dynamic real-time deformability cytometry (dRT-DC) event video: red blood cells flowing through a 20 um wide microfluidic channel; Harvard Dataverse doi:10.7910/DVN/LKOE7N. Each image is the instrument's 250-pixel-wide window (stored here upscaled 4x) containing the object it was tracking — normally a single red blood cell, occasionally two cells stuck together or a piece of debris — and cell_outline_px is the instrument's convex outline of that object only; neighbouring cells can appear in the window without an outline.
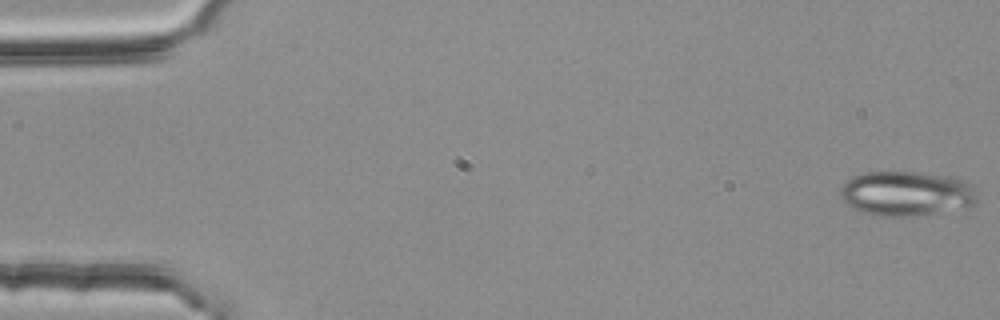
{"species": "common noctule bat (a hibernating species)", "species_latin": "Nyctalus noctula", "temperature_condition": "room temperature", "stored_images_in_passage": 54, "camera_frame_rate_fps": 3000, "um_per_image_px": 0.085, "animal": {"sex": "female", "body_mass_g": 25.1}, "frame": {"image": 1, "passage_image": 1, "time_ms": 0.0, "image_size_px": [1000, 320], "cell_outline_px": [[976, 200], [968, 208], [908, 216], [880, 216], [864, 212], [852, 208], [840, 196], [840, 188], [852, 176], [864, 172], [916, 172], [948, 176], [964, 180], [972, 188], [976, 196]], "centroid_in_image_um": [77.02, 16.45], "position_along_channel_um": 8.0, "area_um2": 35.37}}
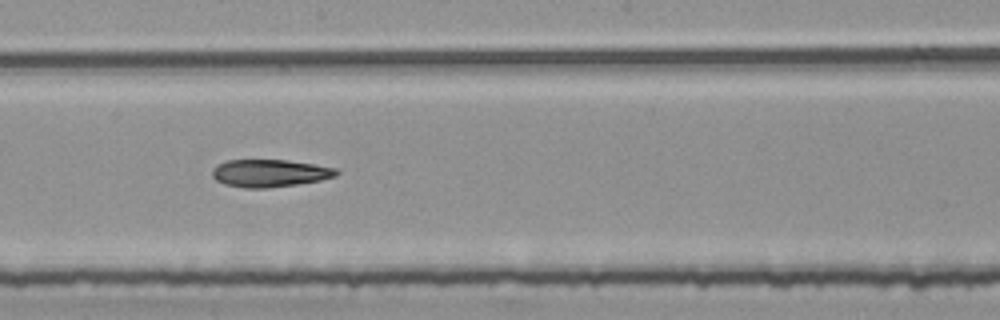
{"frame": {"image": 2, "passage_image": 30, "time_ms": 9.667, "image_size_px": [1000, 320], "cell_outline_px": [[340, 172], [336, 176], [320, 180], [296, 184], [268, 188], [244, 188], [224, 184], [216, 180], [212, 176], [212, 168], [228, 160], [288, 160], [336, 168]], "centroid_in_image_um": [22.92, 14.72], "position_along_channel_um": 225.3, "area_um2": 19.83}}
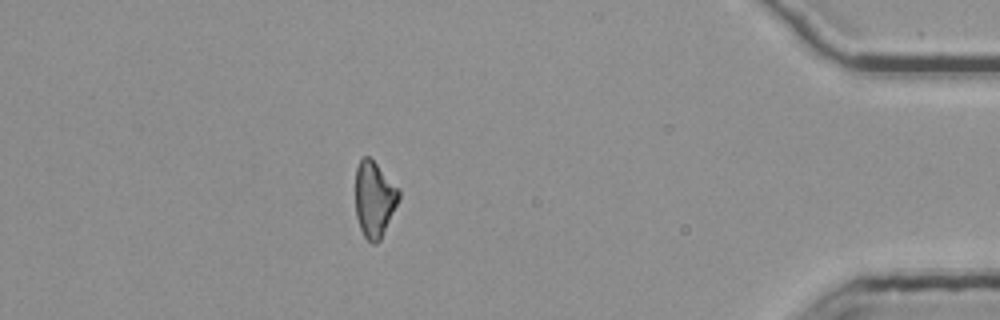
{"frame": {"image": 3, "passage_image": 48, "time_ms": 15.667, "image_size_px": [1000, 320], "cell_outline_px": [[400, 196], [380, 240], [376, 244], [372, 244], [364, 236], [360, 228], [356, 216], [356, 168], [360, 160], [364, 156], [368, 156], [400, 188]], "centroid_in_image_um": [31.81, 16.93], "position_along_channel_um": 403.4, "area_um2": 18.96}, "authors_computed_cell_mechanics": {"area_um2": 20.4034, "velocity_mm_per_s": 3.783, "shape_relaxation_time_tau1_ms": null, "shape_relaxation_time_tau2_ms": 10.8669, "deformation_change_tau1": null, "deformation_change_tau2": 0.2348}}